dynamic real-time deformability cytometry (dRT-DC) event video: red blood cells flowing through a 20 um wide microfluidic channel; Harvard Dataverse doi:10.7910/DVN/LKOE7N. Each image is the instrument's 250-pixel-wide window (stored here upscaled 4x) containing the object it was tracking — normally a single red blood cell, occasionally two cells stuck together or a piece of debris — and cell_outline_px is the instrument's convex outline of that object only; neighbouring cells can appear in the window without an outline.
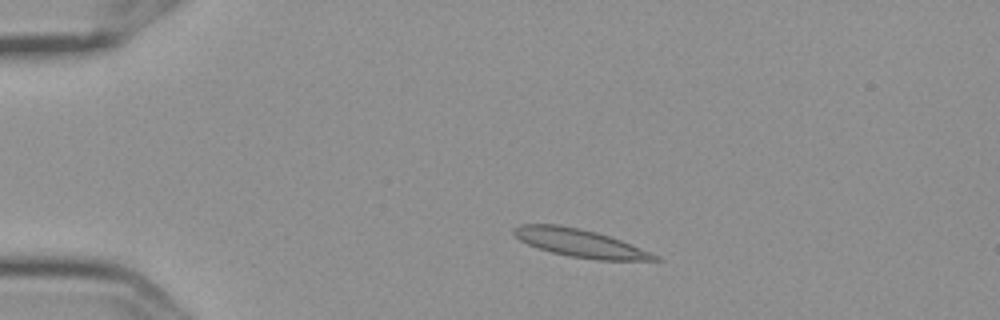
{"species": "Egyptian fruit bat (a non-hibernating species)", "species_latin": "Rousettus aegyptiacus", "temperature_condition": "cold", "stored_images_in_passage": 4, "camera_frame_rate_fps": 3000, "um_per_image_px": 0.085, "frame": {"image": 1, "passage_image": 3, "time_ms": 0.667, "image_size_px": [1000, 320], "cell_outline_px": [[664, 260], [596, 260], [568, 256], [552, 252], [528, 244], [520, 240], [512, 232], [512, 228], [520, 224], [560, 224], [580, 228], [596, 232], [620, 240], [660, 256]], "centroid_in_image_um": [49.28, 20.65], "position_along_channel_um": 35.7, "area_um2": 22.83}}